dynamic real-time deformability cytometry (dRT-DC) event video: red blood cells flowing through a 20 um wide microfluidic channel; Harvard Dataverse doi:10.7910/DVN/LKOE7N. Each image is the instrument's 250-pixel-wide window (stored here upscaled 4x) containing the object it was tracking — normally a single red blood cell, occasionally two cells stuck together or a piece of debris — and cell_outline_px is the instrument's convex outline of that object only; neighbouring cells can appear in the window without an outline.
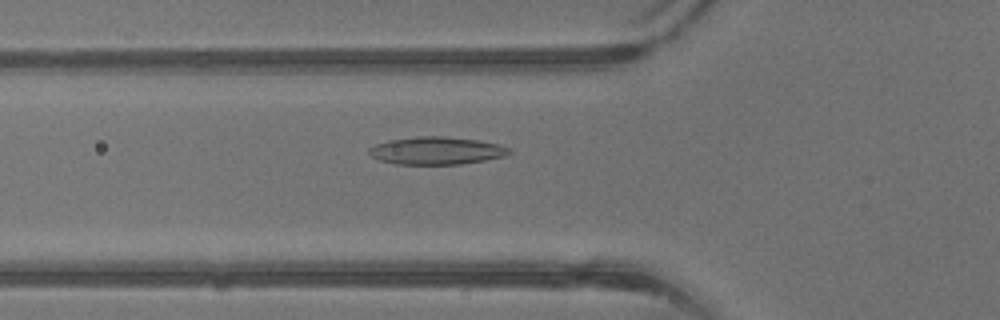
{"species": "common noctule bat (a hibernating species)", "species_latin": "Nyctalus noctula", "temperature_condition": "warm", "stored_images_in_passage": 42, "camera_frame_rate_fps": 3000, "um_per_image_px": 0.085, "animal": {"sex": "male", "body_mass_g": 13.3}, "frame": {"image": 1, "passage_image": 15, "time_ms": 4.667, "image_size_px": [1000, 320], "cell_outline_px": [[512, 152], [504, 156], [484, 160], [460, 164], [396, 164], [380, 160], [372, 156], [368, 152], [368, 148], [376, 144], [388, 140], [420, 136], [444, 136], [476, 140], [496, 144], [508, 148]], "centroid_in_image_um": [37.06, 12.8], "position_along_channel_um": 88.7, "area_um2": 22.31}}
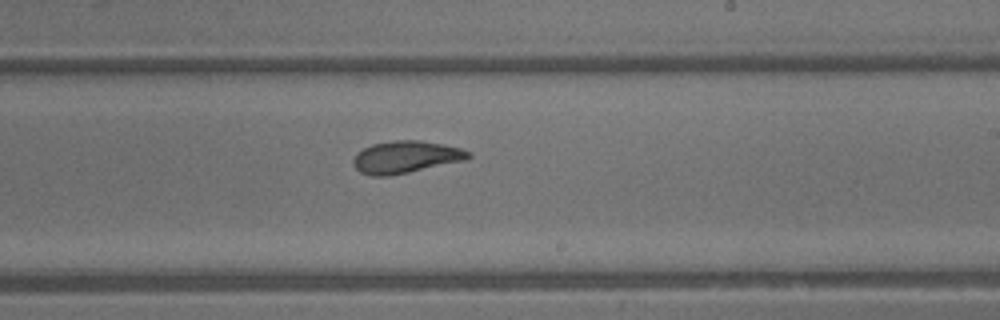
{"frame": {"image": 2, "passage_image": 25, "time_ms": 8.0, "image_size_px": [1000, 320], "cell_outline_px": [[472, 156], [464, 160], [408, 172], [388, 176], [372, 176], [360, 172], [352, 164], [352, 160], [356, 152], [372, 144], [392, 140], [420, 140], [444, 144], [460, 148], [472, 152]], "centroid_in_image_um": [34.46, 13.33], "position_along_channel_um": 254.5, "area_um2": 21.62}}
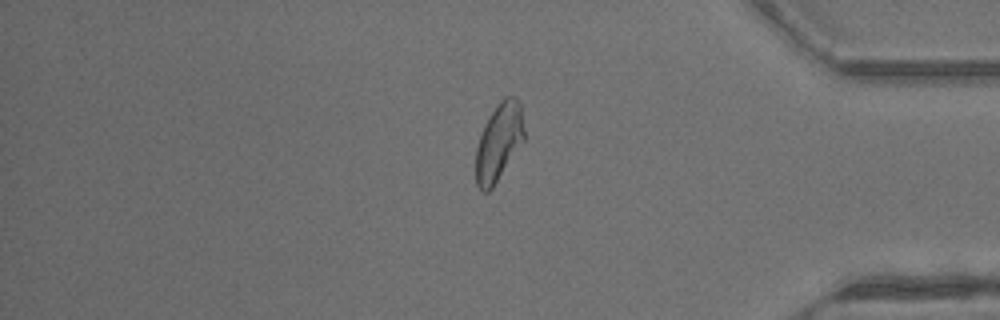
{"frame": {"image": 3, "passage_image": 35, "time_ms": 11.333, "image_size_px": [1000, 320], "cell_outline_px": [[524, 140], [492, 188], [488, 192], [484, 192], [476, 184], [476, 148], [484, 124], [488, 116], [500, 100], [504, 96], [516, 96], [520, 104], [524, 128]], "centroid_in_image_um": [42.4, 12.04], "position_along_channel_um": 392.8, "area_um2": 21.73}, "authors_computed_cell_mechanics": {"area_um2": 22.3686, "velocity_mm_per_s": 4.9599, "shape_relaxation_time_tau1_ms": 5.5183, "shape_relaxation_time_tau2_ms": 1.9812, "deformation_change_tau1": 0.1795, "deformation_change_tau2": 0.0841}}